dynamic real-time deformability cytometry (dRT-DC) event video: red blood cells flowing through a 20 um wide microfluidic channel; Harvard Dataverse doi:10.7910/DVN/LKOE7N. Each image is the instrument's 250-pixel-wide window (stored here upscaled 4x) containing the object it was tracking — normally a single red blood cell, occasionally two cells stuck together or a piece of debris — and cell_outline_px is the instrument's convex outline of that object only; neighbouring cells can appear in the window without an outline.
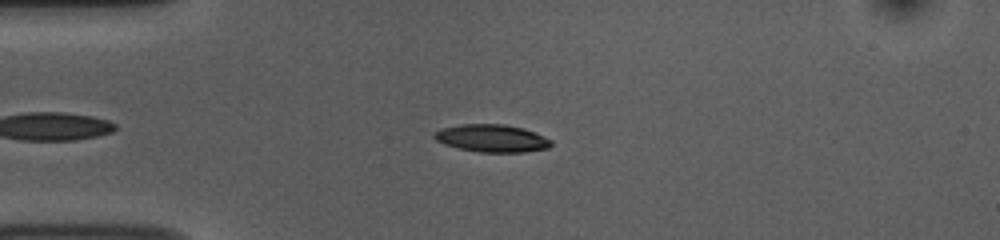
{"species": "common noctule bat (a hibernating species)", "species_latin": "Nyctalus noctula", "temperature_condition": "room temperature", "stored_images_in_passage": 53, "camera_frame_rate_fps": 3000, "um_per_image_px": 0.085, "animal": {"sex": "female", "body_mass_g": 10.0, "forearm_length_mm": 53.1}, "frame": {"image": 1, "passage_image": 13, "time_ms": 4.0, "image_size_px": [1000, 240], "cell_outline_px": [[552, 144], [548, 148], [524, 152], [480, 152], [460, 148], [444, 144], [436, 140], [432, 136], [432, 132], [440, 128], [460, 124], [504, 124], [524, 128], [552, 140]], "centroid_in_image_um": [41.77, 11.74], "position_along_channel_um": 43.2, "area_um2": 18.84}}
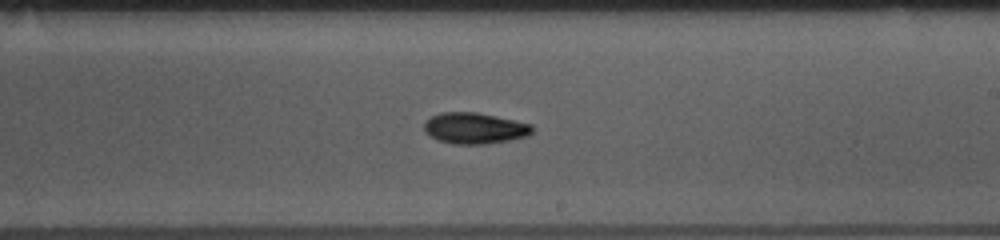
{"frame": {"image": 2, "passage_image": 31, "time_ms": 10.0, "image_size_px": [1000, 240], "cell_outline_px": [[532, 132], [528, 136], [488, 144], [452, 144], [436, 140], [424, 132], [424, 124], [432, 116], [440, 112], [476, 112], [532, 124]], "centroid_in_image_um": [40.32, 10.91], "position_along_channel_um": 248.7, "area_um2": 19.59}}
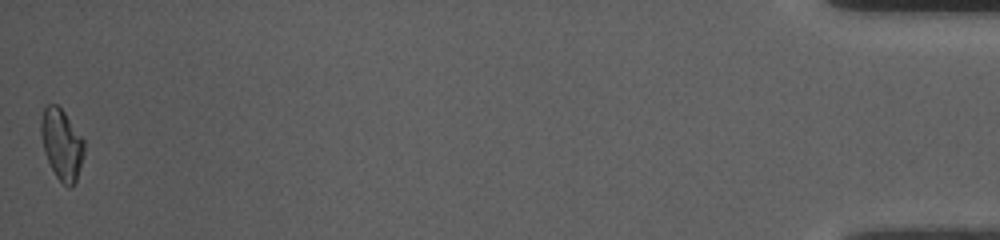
{"frame": {"image": 3, "passage_image": 53, "time_ms": 17.333, "image_size_px": [1000, 240], "cell_outline_px": [[84, 152], [76, 180], [72, 188], [68, 188], [56, 176], [44, 152], [40, 132], [40, 120], [44, 108], [48, 104], [56, 104], [64, 112], [84, 140]], "centroid_in_image_um": [5.23, 12.26], "position_along_channel_um": 430.0, "area_um2": 17.63}, "authors_computed_cell_mechanics": {"area_um2": 18.3226, "velocity_mm_per_s": 3.759, "shape_relaxation_time_tau1_ms": 3.1494, "shape_relaxation_time_tau2_ms": null, "deformation_change_tau1": 0.1392, "deformation_change_tau2": null}}